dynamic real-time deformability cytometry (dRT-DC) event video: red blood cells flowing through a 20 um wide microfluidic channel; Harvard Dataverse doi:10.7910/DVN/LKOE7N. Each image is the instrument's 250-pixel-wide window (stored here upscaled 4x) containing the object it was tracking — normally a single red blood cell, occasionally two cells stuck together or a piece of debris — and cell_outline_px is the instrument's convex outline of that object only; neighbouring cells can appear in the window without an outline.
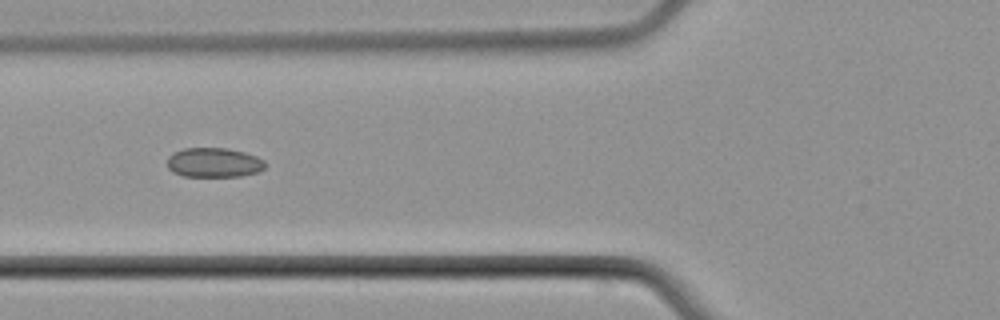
{"species": "common noctule bat (a hibernating species)", "species_latin": "Nyctalus noctula", "temperature_condition": "cold", "stored_images_in_passage": 7, "camera_frame_rate_fps": 3000, "um_per_image_px": 0.085, "animal": {"sex": "male", "body_mass_g": 21.5, "forearm_length_mm": 52.0}, "frame": {"image": 1, "passage_image": 5, "time_ms": 6.0, "image_size_px": [1000, 320], "cell_outline_px": [[264, 168], [260, 172], [240, 176], [184, 176], [172, 172], [168, 168], [168, 156], [172, 152], [184, 148], [228, 148], [244, 152], [256, 156], [264, 160]], "centroid_in_image_um": [18.17, 13.81], "position_along_channel_um": 107.6, "area_um2": 16.94}}
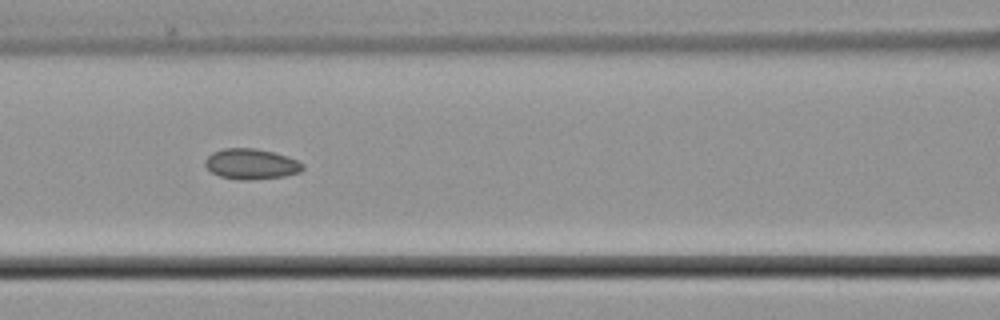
{"frame": {"image": 2, "passage_image": 6, "time_ms": 7.0, "image_size_px": [1000, 320], "cell_outline_px": [[304, 168], [300, 172], [284, 176], [248, 180], [240, 180], [220, 176], [212, 172], [204, 164], [204, 160], [212, 152], [224, 148], [256, 148], [288, 156], [304, 164]], "centroid_in_image_um": [21.35, 13.93], "position_along_channel_um": 145.3, "area_um2": 17.34}}
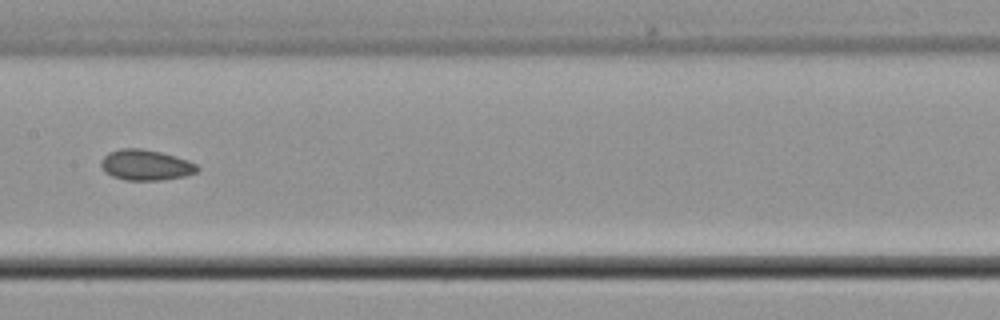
{"frame": {"image": 3, "passage_image": 7, "time_ms": 8.333, "image_size_px": [1000, 320], "cell_outline_px": [[200, 168], [196, 172], [184, 176], [160, 180], [124, 180], [112, 176], [104, 172], [100, 164], [100, 160], [108, 152], [120, 148], [140, 148], [160, 152], [176, 156], [188, 160], [196, 164]], "centroid_in_image_um": [12.36, 14.02], "position_along_channel_um": 195.0, "area_um2": 17.28}}